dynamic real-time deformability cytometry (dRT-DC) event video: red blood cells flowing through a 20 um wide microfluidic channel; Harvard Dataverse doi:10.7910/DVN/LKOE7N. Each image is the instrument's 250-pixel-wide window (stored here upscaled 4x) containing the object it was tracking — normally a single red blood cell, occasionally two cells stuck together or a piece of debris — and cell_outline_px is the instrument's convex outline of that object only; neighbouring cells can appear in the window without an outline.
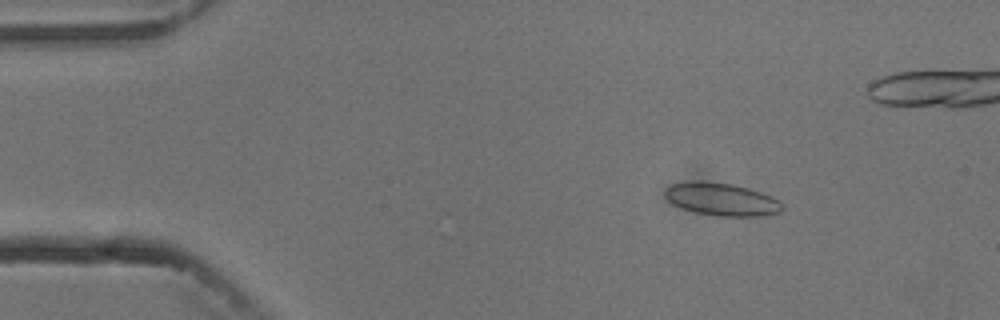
{"species": "common noctule bat (a hibernating species)", "species_latin": "Nyctalus noctula", "temperature_condition": "cold", "stored_images_in_passage": 5, "camera_frame_rate_fps": 3000, "um_per_image_px": 0.085, "animal": {"sex": "male", "body_mass_g": 13.3}, "frame": {"image": 1, "passage_image": 2, "time_ms": 1.0, "image_size_px": [1000, 320], "cell_outline_px": [[784, 208], [780, 212], [764, 216], [720, 216], [696, 212], [672, 204], [664, 196], [664, 188], [672, 184], [692, 180], [700, 180], [732, 184], [748, 188], [772, 196], [780, 200]], "centroid_in_image_um": [61.33, 16.93], "position_along_channel_um": 23.7, "area_um2": 22.54}}